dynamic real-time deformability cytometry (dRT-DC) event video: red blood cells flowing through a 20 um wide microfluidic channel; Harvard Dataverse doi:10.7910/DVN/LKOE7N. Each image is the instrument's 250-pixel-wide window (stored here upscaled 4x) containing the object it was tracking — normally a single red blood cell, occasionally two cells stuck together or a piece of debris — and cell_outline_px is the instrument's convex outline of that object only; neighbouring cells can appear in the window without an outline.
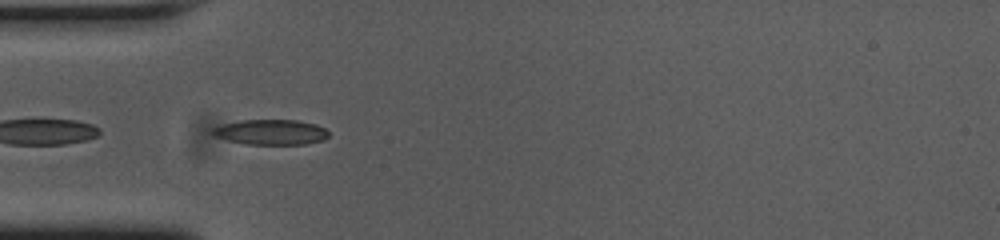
{"species": "common noctule bat (a hibernating species)", "species_latin": "Nyctalus noctula", "temperature_condition": "cold", "stored_images_in_passage": 41, "camera_frame_rate_fps": 3000, "um_per_image_px": 0.085, "animal": {"sex": "female", "body_mass_g": 23.0, "forearm_length_mm": 53.4}, "frame": {"image": 1, "passage_image": 3, "time_ms": 0.667, "image_size_px": [1000, 240], "cell_outline_px": [[328, 136], [324, 140], [304, 144], [244, 144], [228, 140], [216, 136], [212, 132], [212, 128], [224, 124], [240, 120], [296, 120], [316, 124], [324, 128], [328, 132]], "centroid_in_image_um": [23.04, 11.23], "position_along_channel_um": 62.0, "area_um2": 16.94}}
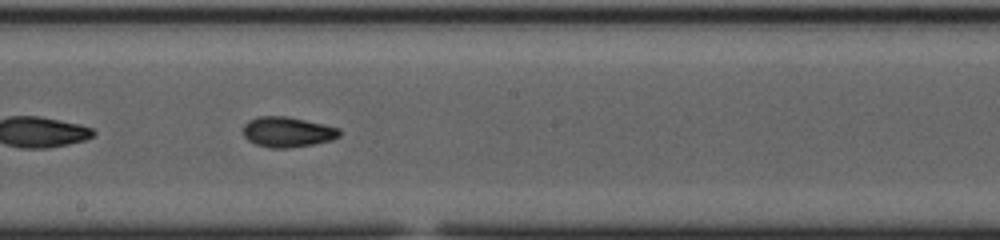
{"frame": {"image": 2, "passage_image": 16, "time_ms": 5.0, "image_size_px": [1000, 240], "cell_outline_px": [[340, 136], [332, 140], [312, 144], [288, 148], [272, 148], [256, 144], [248, 140], [244, 136], [244, 124], [248, 120], [260, 116], [288, 116], [340, 128]], "centroid_in_image_um": [24.44, 11.21], "position_along_channel_um": 223.8, "area_um2": 16.94}}
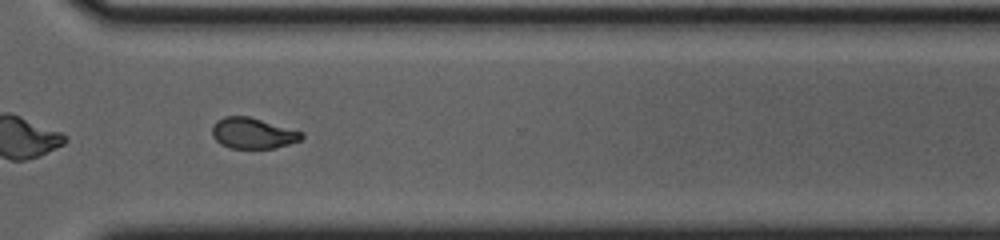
{"frame": {"image": 3, "passage_image": 26, "time_ms": 8.333, "image_size_px": [1000, 240], "cell_outline_px": [[304, 136], [300, 140], [276, 148], [232, 148], [220, 144], [212, 136], [212, 124], [216, 120], [224, 116], [248, 116], [304, 132]], "centroid_in_image_um": [21.47, 11.32], "position_along_channel_um": 349.1, "area_um2": 16.13}, "authors_computed_cell_mechanics": {"area_um2": 16.5308, "velocity_mm_per_s": 3.7566, "shape_relaxation_time_tau1_ms": 7.0601, "shape_relaxation_time_tau2_ms": 2.8466, "deformation_change_tau1": 0.217, "deformation_change_tau2": 0.061}}